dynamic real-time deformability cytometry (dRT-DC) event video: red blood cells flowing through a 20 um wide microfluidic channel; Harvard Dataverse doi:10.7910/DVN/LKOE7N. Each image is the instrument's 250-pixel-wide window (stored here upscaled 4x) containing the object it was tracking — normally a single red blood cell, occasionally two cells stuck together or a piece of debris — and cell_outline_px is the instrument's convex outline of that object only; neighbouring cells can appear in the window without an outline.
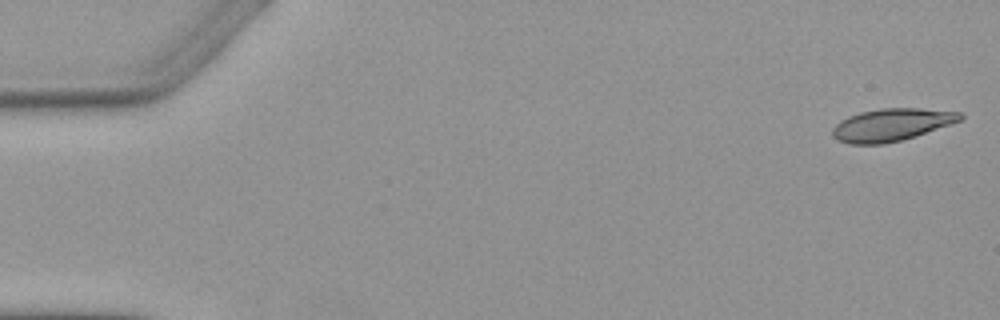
{"species": "Egyptian fruit bat (a non-hibernating species)", "species_latin": "Rousettus aegyptiacus", "temperature_condition": "warm", "stored_images_in_passage": 4, "camera_frame_rate_fps": 3000, "um_per_image_px": 0.085, "animal": {"sex": "female"}, "frame": {"image": 1, "passage_image": 1, "time_ms": 0.0, "image_size_px": [1000, 320], "cell_outline_px": [[964, 116], [960, 120], [916, 136], [884, 144], [848, 144], [832, 136], [832, 128], [840, 120], [848, 116], [860, 112], [880, 108], [920, 108], [960, 112]], "centroid_in_image_um": [75.74, 10.6], "position_along_channel_um": 9.3, "area_um2": 24.04}}
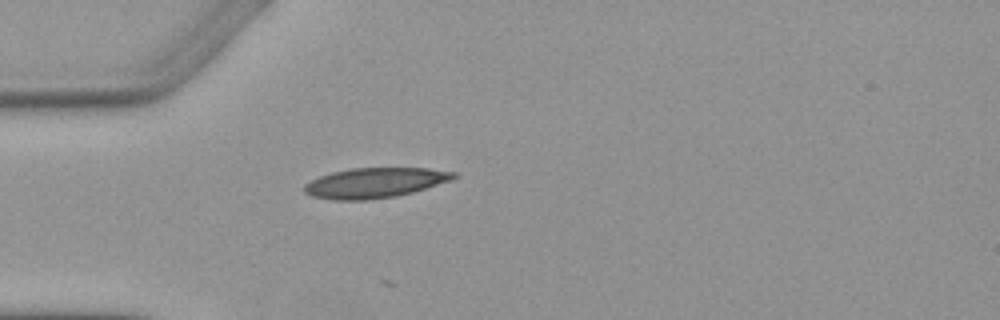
{"frame": {"image": 2, "passage_image": 4, "time_ms": 4.667, "image_size_px": [1000, 320], "cell_outline_px": [[456, 176], [452, 180], [412, 192], [396, 196], [368, 200], [332, 200], [312, 196], [304, 192], [304, 184], [320, 176], [332, 172], [352, 168], [428, 168], [456, 172]], "centroid_in_image_um": [31.85, 15.54], "position_along_channel_um": 53.1, "area_um2": 26.13}}